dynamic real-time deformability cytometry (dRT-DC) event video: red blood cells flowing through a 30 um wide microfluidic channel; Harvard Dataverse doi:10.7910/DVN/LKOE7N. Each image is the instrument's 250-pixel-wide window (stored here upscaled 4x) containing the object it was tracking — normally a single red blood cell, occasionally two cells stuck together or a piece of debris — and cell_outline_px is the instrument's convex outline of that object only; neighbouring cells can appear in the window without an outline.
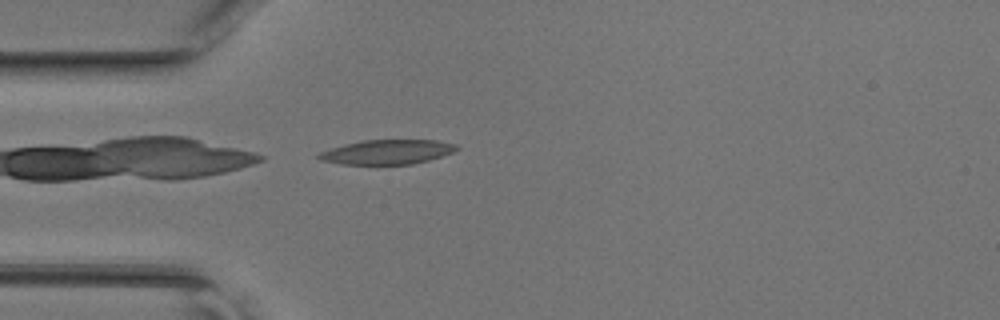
{"species": "common noctule bat (a hibernating species)", "species_latin": "Nyctalus noctula", "temperature_condition": "room temperature", "stored_images_in_passage": 34, "camera_frame_rate_fps": 3000, "um_per_image_px": 0.085, "animal": {"sex": "female", "body_mass_g": 17.0, "forearm_length_mm": 48.0}, "frame": {"image": 1, "passage_image": 1, "time_ms": 0.0, "image_size_px": [1000, 320], "cell_outline_px": [[460, 148], [452, 152], [428, 160], [412, 164], [340, 164], [320, 160], [316, 156], [320, 152], [344, 144], [360, 140], [436, 140], [456, 144]], "centroid_in_image_um": [32.89, 12.91], "position_along_channel_um": 52.1, "area_um2": 19.59}}
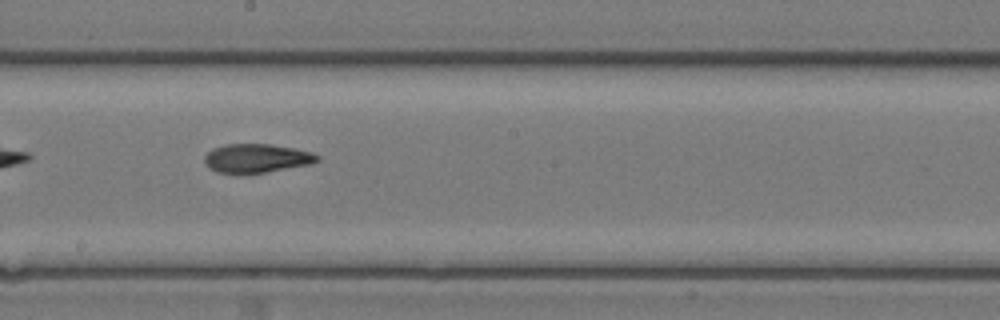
{"frame": {"image": 2, "passage_image": 13, "time_ms": 4.0, "image_size_px": [1000, 320], "cell_outline_px": [[320, 160], [312, 164], [244, 176], [240, 176], [216, 172], [208, 168], [204, 164], [204, 156], [212, 148], [228, 144], [268, 144], [292, 148], [312, 152], [320, 156]], "centroid_in_image_um": [21.76, 13.5], "position_along_channel_um": 226.4, "area_um2": 19.59}}
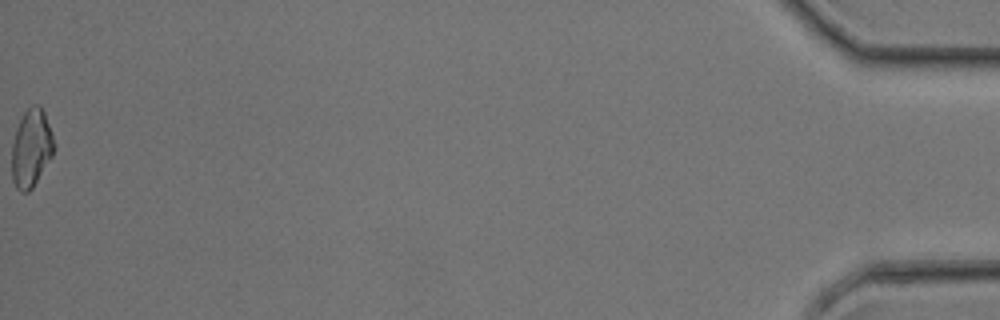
{"frame": {"image": 3, "passage_image": 34, "time_ms": 11.0, "image_size_px": [1000, 320], "cell_outline_px": [[56, 148], [52, 156], [32, 188], [28, 192], [20, 192], [16, 188], [12, 180], [12, 144], [16, 128], [24, 112], [32, 104], [40, 104], [44, 112], [56, 144]], "centroid_in_image_um": [2.66, 12.59], "position_along_channel_um": 432.5, "area_um2": 19.31}}